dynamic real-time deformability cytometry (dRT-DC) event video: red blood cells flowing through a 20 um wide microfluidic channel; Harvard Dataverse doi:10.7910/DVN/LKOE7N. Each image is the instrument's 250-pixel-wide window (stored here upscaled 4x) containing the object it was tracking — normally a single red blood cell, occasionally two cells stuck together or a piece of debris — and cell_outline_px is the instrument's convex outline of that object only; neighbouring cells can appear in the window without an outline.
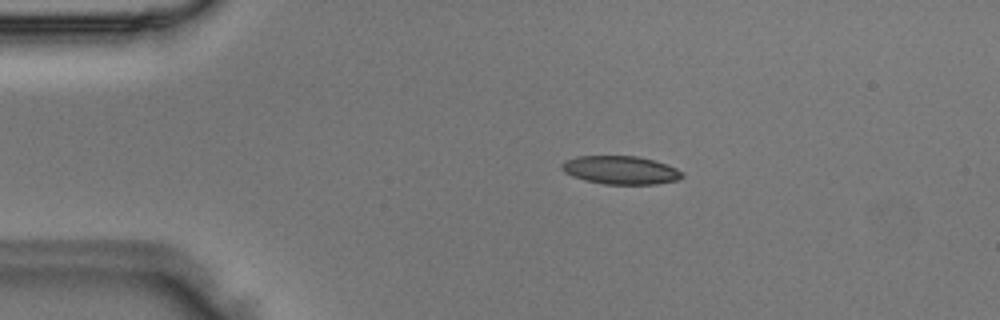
{"species": "Egyptian fruit bat (a non-hibernating species)", "species_latin": "Rousettus aegyptiacus", "temperature_condition": "room temperature", "stored_images_in_passage": 40, "camera_frame_rate_fps": 3000, "um_per_image_px": 0.085, "animal": {"sex": "male"}, "frame": {"image": 1, "passage_image": 1, "time_ms": 0.0, "image_size_px": [1000, 320], "cell_outline_px": [[684, 176], [676, 180], [656, 184], [604, 184], [584, 180], [572, 176], [564, 172], [560, 168], [560, 164], [564, 160], [576, 156], [636, 156], [656, 160], [676, 168], [684, 172]], "centroid_in_image_um": [52.73, 14.45], "position_along_channel_um": 32.3, "area_um2": 20.06}}
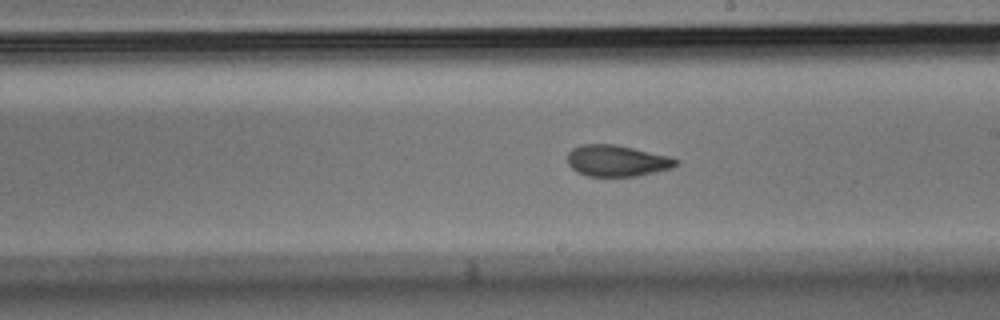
{"frame": {"image": 2, "passage_image": 19, "time_ms": 6.0, "image_size_px": [1000, 320], "cell_outline_px": [[680, 160], [672, 168], [636, 176], [588, 176], [576, 172], [568, 164], [568, 152], [572, 148], [580, 144], [616, 144], [668, 156]], "centroid_in_image_um": [52.4, 13.66], "position_along_channel_um": 236.6, "area_um2": 19.77}}
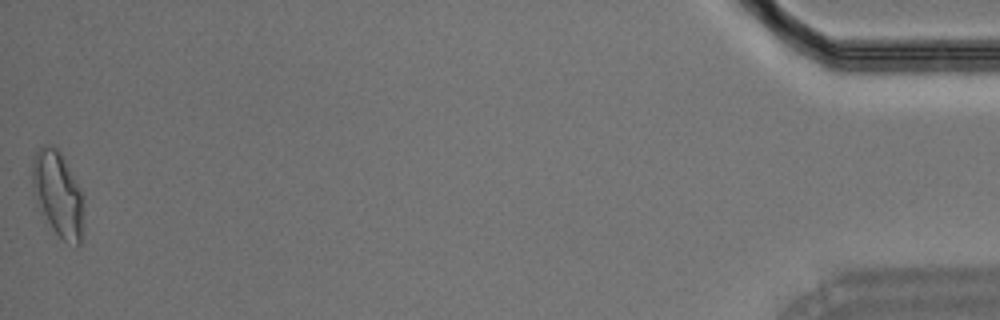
{"frame": {"image": 3, "passage_image": 40, "time_ms": 13.0, "image_size_px": [1000, 320], "cell_outline_px": [[80, 244], [76, 244], [64, 240], [56, 232], [36, 204], [32, 192], [32, 160], [36, 152], [44, 144], [52, 144], [60, 152], [80, 192]], "centroid_in_image_um": [4.81, 16.4], "position_along_channel_um": 430.4, "area_um2": 24.1}}